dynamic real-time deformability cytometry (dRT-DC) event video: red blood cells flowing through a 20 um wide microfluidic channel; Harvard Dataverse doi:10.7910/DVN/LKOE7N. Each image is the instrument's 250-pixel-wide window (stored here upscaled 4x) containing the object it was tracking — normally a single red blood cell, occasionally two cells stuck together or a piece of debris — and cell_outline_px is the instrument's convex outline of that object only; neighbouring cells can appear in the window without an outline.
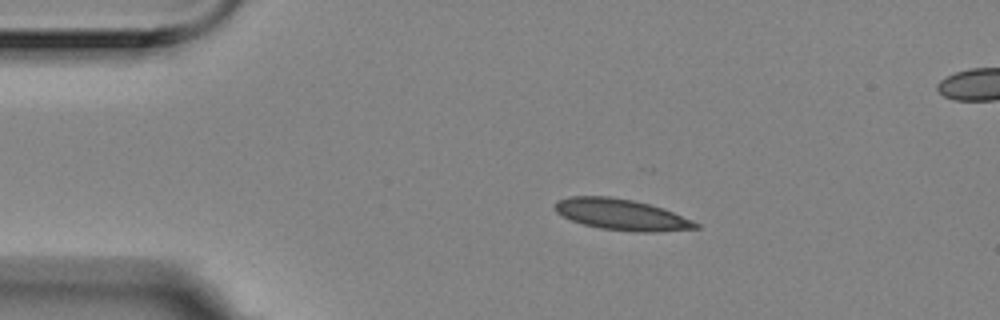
{"species": "Egyptian fruit bat (a non-hibernating species)", "species_latin": "Rousettus aegyptiacus", "temperature_condition": "room temperature", "stored_images_in_passage": 7, "camera_frame_rate_fps": 3000, "um_per_image_px": 0.085, "animal": {"sex": "female"}, "frame": {"image": 1, "passage_image": 2, "time_ms": 0.333, "image_size_px": [1000, 320], "cell_outline_px": [[700, 228], [656, 232], [636, 232], [600, 228], [584, 224], [572, 220], [556, 212], [556, 200], [568, 196], [608, 196], [632, 200], [664, 208], [692, 220], [700, 224]], "centroid_in_image_um": [52.85, 18.24], "position_along_channel_um": 32.1, "area_um2": 25.37}}
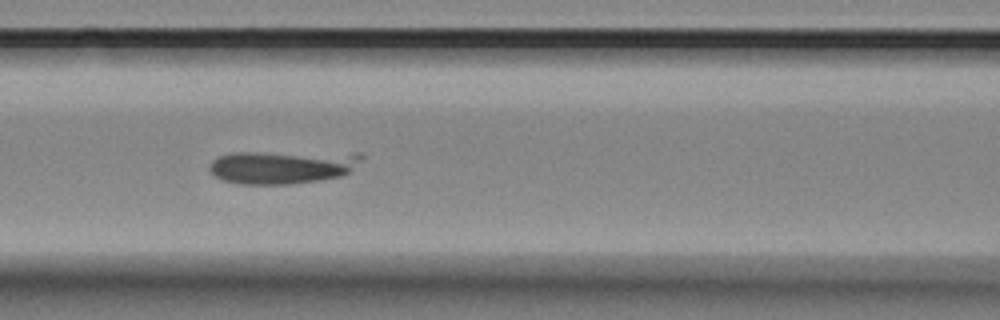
{"frame": {"image": 2, "passage_image": 6, "time_ms": 1.667, "image_size_px": [1000, 320], "cell_outline_px": [[364, 156], [348, 172], [340, 176], [316, 180], [288, 184], [240, 184], [224, 180], [216, 176], [208, 168], [212, 160], [216, 156], [232, 152], [360, 152]], "centroid_in_image_um": [23.98, 14.16], "position_along_channel_um": 142.6, "area_um2": 29.65}}
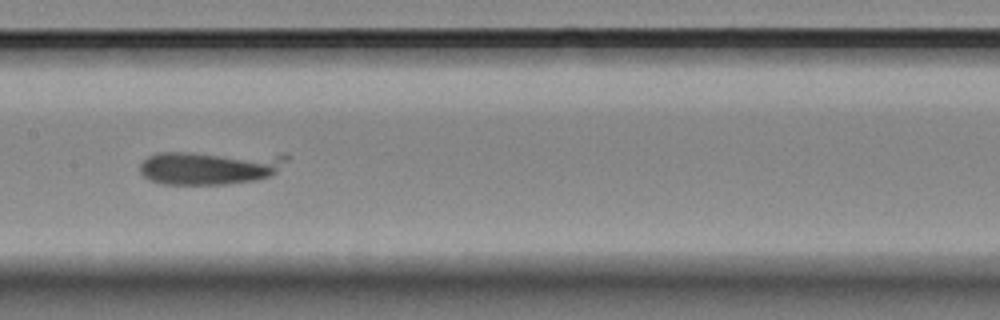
{"frame": {"image": 3, "passage_image": 7, "time_ms": 2.0, "image_size_px": [1000, 320], "cell_outline_px": [[288, 160], [276, 172], [268, 176], [256, 180], [228, 184], [160, 184], [148, 180], [140, 172], [140, 164], [148, 156], [156, 152], [192, 152], [288, 156]], "centroid_in_image_um": [17.73, 14.25], "position_along_channel_um": 189.7, "area_um2": 28.55}}